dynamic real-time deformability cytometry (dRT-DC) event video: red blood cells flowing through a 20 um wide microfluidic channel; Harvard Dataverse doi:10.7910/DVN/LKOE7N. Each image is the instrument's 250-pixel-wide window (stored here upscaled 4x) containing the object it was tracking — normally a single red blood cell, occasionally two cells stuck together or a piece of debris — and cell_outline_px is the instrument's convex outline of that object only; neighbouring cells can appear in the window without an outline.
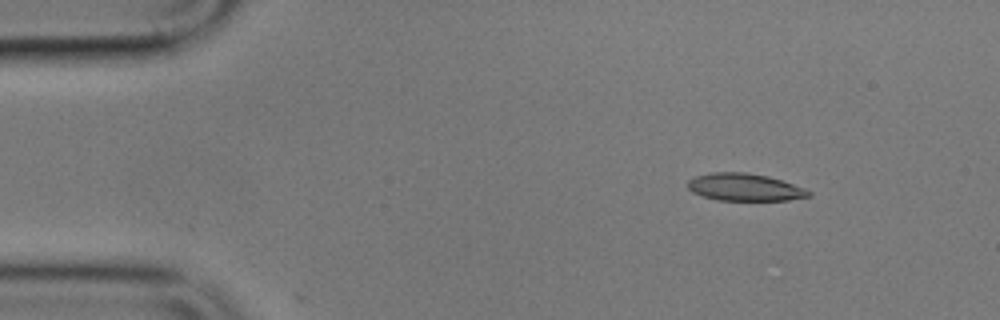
{"species": "common noctule bat (a hibernating species)", "species_latin": "Nyctalus noctula", "temperature_condition": "cold", "stored_images_in_passage": 10, "camera_frame_rate_fps": 3000, "um_per_image_px": 0.085, "animal": {"sex": "male", "body_mass_g": 17.9}, "frame": {"image": 1, "passage_image": 1, "time_ms": 0.0, "image_size_px": [1000, 320], "cell_outline_px": [[812, 196], [788, 200], [716, 200], [692, 192], [688, 188], [688, 180], [696, 176], [712, 172], [744, 172], [768, 176], [804, 188], [812, 192]], "centroid_in_image_um": [63.3, 15.91], "position_along_channel_um": 21.7, "area_um2": 19.19}}
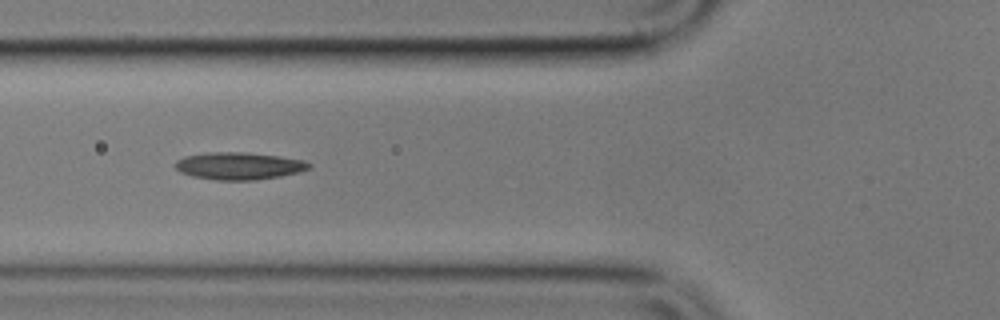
{"frame": {"image": 2, "passage_image": 5, "time_ms": 4.667, "image_size_px": [1000, 320], "cell_outline_px": [[312, 168], [300, 172], [280, 176], [252, 180], [216, 180], [192, 176], [180, 172], [172, 164], [176, 160], [184, 156], [208, 152], [244, 152], [280, 156], [304, 160], [312, 164]], "centroid_in_image_um": [20.31, 14.09], "position_along_channel_um": 105.5, "area_um2": 21.5}}
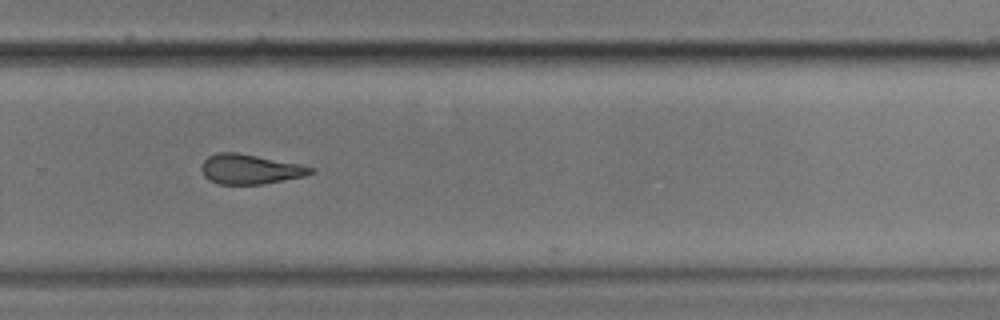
{"frame": {"image": 3, "passage_image": 10, "time_ms": 10.667, "image_size_px": [1000, 320], "cell_outline_px": [[316, 172], [304, 176], [264, 184], [220, 184], [208, 180], [204, 176], [200, 168], [200, 164], [208, 156], [216, 152], [236, 152], [300, 164], [316, 168]], "centroid_in_image_um": [21.24, 14.38], "position_along_channel_um": 308.6, "area_um2": 19.13}}